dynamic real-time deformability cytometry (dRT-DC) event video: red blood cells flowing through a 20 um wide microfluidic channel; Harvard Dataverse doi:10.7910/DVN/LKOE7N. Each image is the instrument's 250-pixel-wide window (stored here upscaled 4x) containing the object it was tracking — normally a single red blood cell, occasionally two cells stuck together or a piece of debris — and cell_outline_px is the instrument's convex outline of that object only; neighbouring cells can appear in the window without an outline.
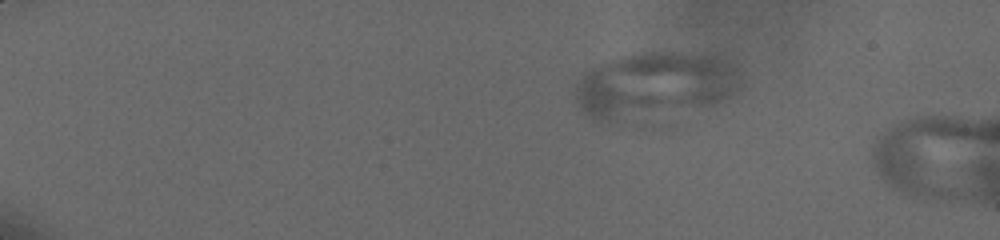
{"species": "human", "species_latin": "Homo sapiens", "temperature_condition": "cold", "stored_images_in_passage": 11, "camera_frame_rate_fps": 3000, "um_per_image_px": 0.085, "donor": {"sex": "male"}, "frame": {"image": 1, "passage_image": 5, "time_ms": 3.333, "image_size_px": [1000, 240], "cell_outline_px": [[740, 84], [732, 96], [728, 100], [660, 128], [624, 128], [596, 124], [580, 108], [572, 92], [580, 76], [592, 68], [608, 60], [620, 56], [644, 52], [680, 52], [708, 56], [732, 68]], "centroid_in_image_um": [55.52, 7.55], "position_along_channel_um": 29.5, "area_um2": 69.53}}